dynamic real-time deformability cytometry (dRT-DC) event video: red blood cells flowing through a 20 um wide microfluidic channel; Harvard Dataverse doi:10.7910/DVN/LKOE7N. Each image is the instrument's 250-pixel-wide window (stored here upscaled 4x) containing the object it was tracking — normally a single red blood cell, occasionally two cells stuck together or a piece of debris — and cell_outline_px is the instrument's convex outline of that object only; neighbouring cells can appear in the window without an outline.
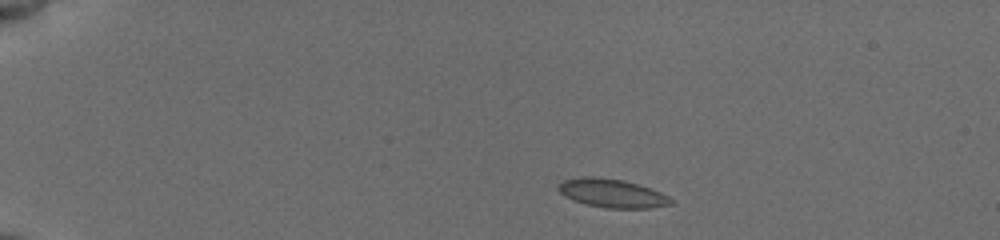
{"species": "common noctule bat (a hibernating species)", "species_latin": "Nyctalus noctula", "temperature_condition": "cold", "stored_images_in_passage": 50, "camera_frame_rate_fps": 3000, "um_per_image_px": 0.085, "animal": {"sex": "female", "body_mass_g": 19.5, "forearm_length_mm": 54.1}, "frame": {"image": 1, "passage_image": 1, "time_ms": 0.0, "image_size_px": [1000, 240], "cell_outline_px": [[676, 204], [648, 208], [604, 208], [572, 200], [564, 196], [556, 188], [564, 180], [584, 176], [592, 176], [624, 180], [660, 192], [668, 196]], "centroid_in_image_um": [52.02, 16.43], "position_along_channel_um": 33.0, "area_um2": 18.67}}
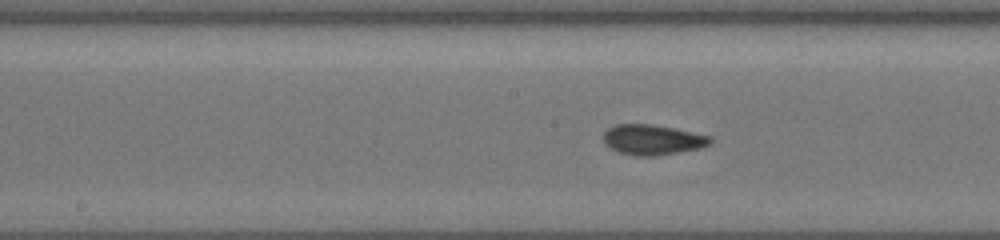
{"frame": {"image": 2, "passage_image": 21, "time_ms": 6.333, "image_size_px": [1000, 240], "cell_outline_px": [[712, 140], [708, 144], [700, 148], [680, 152], [656, 156], [636, 156], [620, 152], [604, 144], [604, 132], [608, 128], [616, 124], [652, 124], [692, 132], [708, 136]], "centroid_in_image_um": [55.43, 11.88], "position_along_channel_um": 192.8, "area_um2": 18.61}}
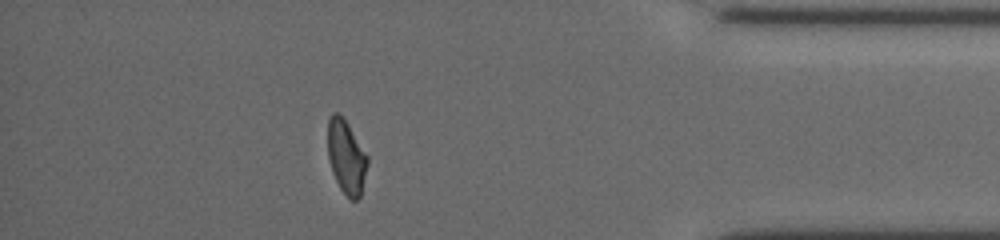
{"frame": {"image": 3, "passage_image": 42, "time_ms": 12.667, "image_size_px": [1000, 240], "cell_outline_px": [[368, 164], [360, 196], [356, 200], [348, 200], [340, 188], [332, 172], [328, 156], [328, 120], [332, 112], [336, 112], [348, 124], [368, 156]], "centroid_in_image_um": [29.43, 13.37], "position_along_channel_um": 405.8, "area_um2": 16.99}, "authors_computed_cell_mechanics": {"area_um2": 17.8891, "velocity_mm_per_s": 3.822, "shape_relaxation_time_tau1_ms": 6.2943, "shape_relaxation_time_tau2_ms": 2.504, "deformation_change_tau1": 0.1662, "deformation_change_tau2": 0.0585}}